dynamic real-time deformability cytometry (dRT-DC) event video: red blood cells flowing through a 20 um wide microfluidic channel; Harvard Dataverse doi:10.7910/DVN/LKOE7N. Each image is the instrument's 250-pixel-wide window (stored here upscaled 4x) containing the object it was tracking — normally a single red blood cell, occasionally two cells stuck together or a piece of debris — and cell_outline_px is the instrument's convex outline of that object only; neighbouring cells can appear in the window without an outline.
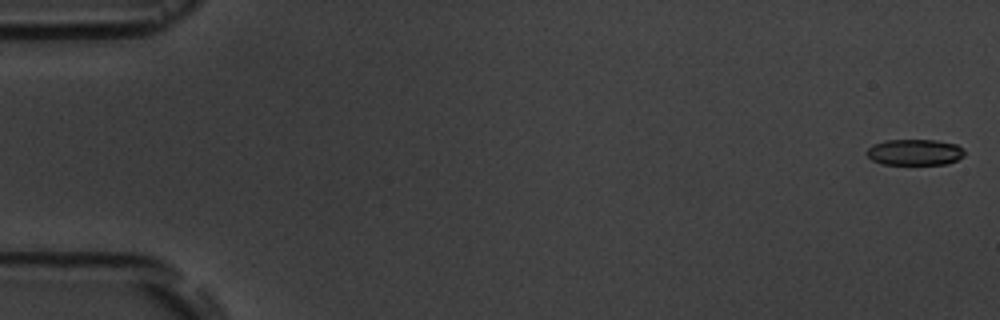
{"species": "common noctule bat (a hibernating species)", "species_latin": "Nyctalus noctula", "temperature_condition": "room temperature", "stored_images_in_passage": 7, "camera_frame_rate_fps": 3000, "um_per_image_px": 0.085, "animal": {"sex": "male", "body_mass_g": 19.5, "forearm_length_mm": 54.6}, "frame": {"image": 1, "passage_image": 1, "time_ms": 0.0, "image_size_px": [1000, 320], "cell_outline_px": [[964, 156], [948, 164], [884, 164], [872, 160], [864, 152], [872, 144], [884, 140], [936, 140], [956, 144], [964, 152]], "centroid_in_image_um": [77.71, 12.93], "position_along_channel_um": 7.3, "area_um2": 14.85}}
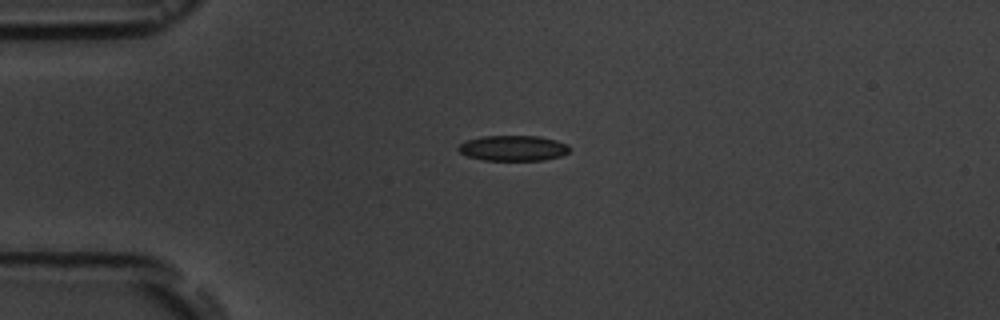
{"frame": {"image": 2, "passage_image": 5, "time_ms": 4.333, "image_size_px": [1000, 320], "cell_outline_px": [[572, 148], [568, 152], [560, 156], [544, 160], [484, 160], [468, 156], [460, 152], [456, 148], [460, 144], [468, 140], [484, 136], [540, 136], [556, 140], [568, 144]], "centroid_in_image_um": [43.65, 12.59], "position_along_channel_um": 41.3, "area_um2": 16.47}}
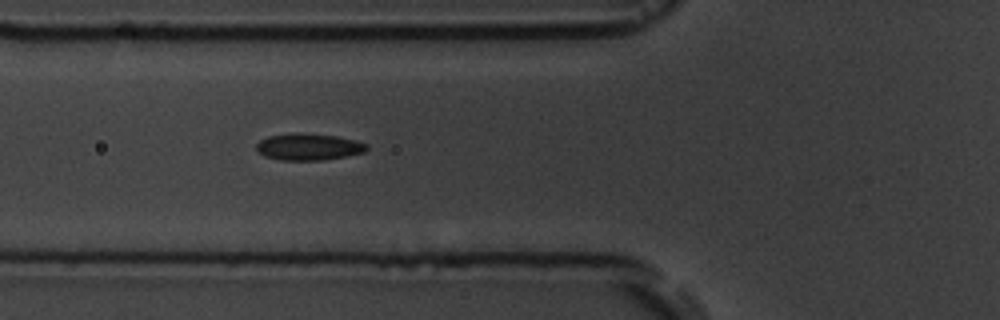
{"frame": {"image": 3, "passage_image": 7, "time_ms": 6.667, "image_size_px": [1000, 320], "cell_outline_px": [[368, 148], [364, 152], [348, 156], [324, 160], [280, 160], [264, 156], [256, 152], [256, 144], [260, 140], [268, 136], [292, 132], [300, 132], [336, 136], [356, 140], [368, 144]], "centroid_in_image_um": [26.21, 12.47], "position_along_channel_um": 99.6, "area_um2": 17.51}}